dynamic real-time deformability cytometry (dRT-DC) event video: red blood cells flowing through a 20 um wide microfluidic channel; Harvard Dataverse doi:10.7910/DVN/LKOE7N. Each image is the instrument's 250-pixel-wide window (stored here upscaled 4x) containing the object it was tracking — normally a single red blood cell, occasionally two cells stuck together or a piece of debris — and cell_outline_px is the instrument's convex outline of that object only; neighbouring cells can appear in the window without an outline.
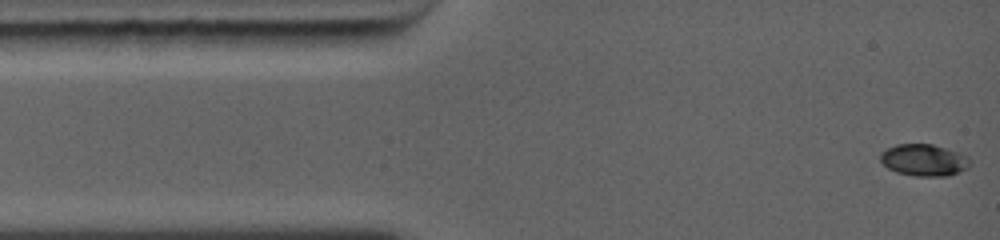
{"species": "common noctule bat (a hibernating species)", "species_latin": "Nyctalus noctula", "temperature_condition": "warm", "stored_images_in_passage": 76, "camera_frame_rate_fps": 5000, "um_per_image_px": 0.085, "animal": {"sex": "female", "body_mass_g": 19.0, "forearm_length_mm": 56.7}, "frame": {"image": 1, "passage_image": 1, "time_ms": 0.0, "image_size_px": [1000, 240], "cell_outline_px": [[972, 164], [968, 168], [948, 176], [916, 176], [896, 172], [888, 168], [880, 160], [880, 152], [896, 144], [932, 144], [968, 156]], "centroid_in_image_um": [78.54, 13.61], "position_along_channel_um": 6.5, "area_um2": 16.59}}
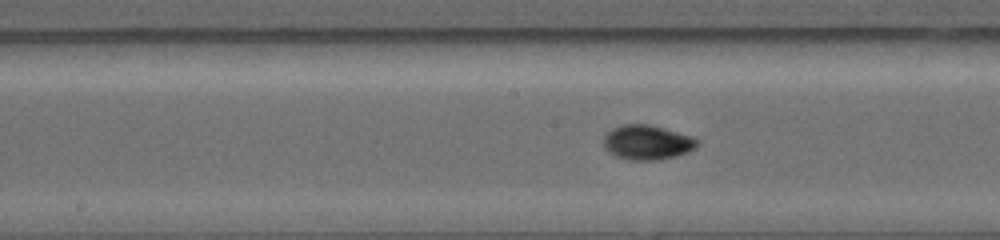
{"frame": {"image": 2, "passage_image": 32, "time_ms": 5.8, "image_size_px": [1000, 240], "cell_outline_px": [[700, 144], [696, 148], [688, 152], [676, 156], [660, 160], [628, 160], [616, 156], [608, 152], [604, 148], [604, 136], [612, 128], [624, 124], [648, 124], [664, 128], [692, 136], [700, 140]], "centroid_in_image_um": [55.04, 12.11], "position_along_channel_um": 193.2, "area_um2": 19.13}}
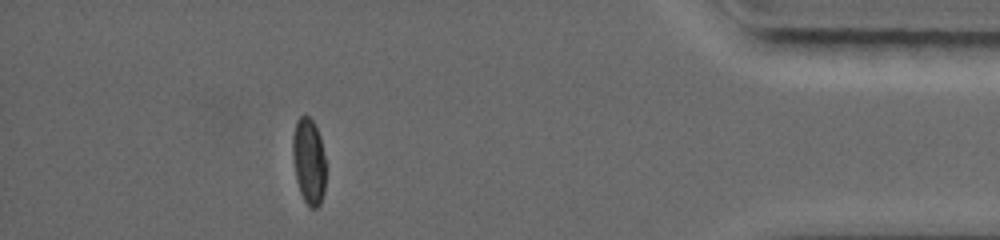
{"frame": {"image": 3, "passage_image": 67, "time_ms": 11.8, "image_size_px": [1000, 240], "cell_outline_px": [[324, 192], [320, 204], [316, 208], [308, 208], [300, 192], [296, 180], [292, 156], [292, 136], [296, 120], [300, 116], [308, 116], [312, 120], [320, 136], [324, 156]], "centroid_in_image_um": [26.22, 13.71], "position_along_channel_um": 409.0, "area_um2": 16.65}, "authors_computed_cell_mechanics": {"area_um2": 17.34, "velocity_mm_per_s": 4.4541, "shape_relaxation_time_tau1_ms": 5.0616, "shape_relaxation_time_tau2_ms": null, "deformation_change_tau1": 0.1953, "deformation_change_tau2": null}}